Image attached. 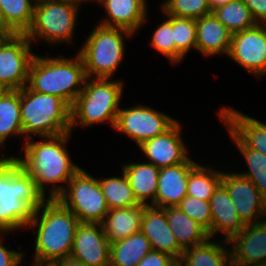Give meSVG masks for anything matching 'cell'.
I'll use <instances>...</instances> for the list:
<instances>
[{"instance_id": "cell-1", "label": "cell", "mask_w": 266, "mask_h": 266, "mask_svg": "<svg viewBox=\"0 0 266 266\" xmlns=\"http://www.w3.org/2000/svg\"><path fill=\"white\" fill-rule=\"evenodd\" d=\"M70 134L42 137L43 141L37 142L34 139H28L24 141L22 147L24 157H15L20 167L35 180L39 191L45 198L46 187L51 184L47 199H56L65 189V185L56 184H67L81 168L71 161L66 149Z\"/></svg>"}, {"instance_id": "cell-2", "label": "cell", "mask_w": 266, "mask_h": 266, "mask_svg": "<svg viewBox=\"0 0 266 266\" xmlns=\"http://www.w3.org/2000/svg\"><path fill=\"white\" fill-rule=\"evenodd\" d=\"M79 223L77 217L57 199H47L35 210L33 219L26 227L37 228L32 264L49 266L56 260L69 257Z\"/></svg>"}, {"instance_id": "cell-3", "label": "cell", "mask_w": 266, "mask_h": 266, "mask_svg": "<svg viewBox=\"0 0 266 266\" xmlns=\"http://www.w3.org/2000/svg\"><path fill=\"white\" fill-rule=\"evenodd\" d=\"M46 200L14 156L1 163L0 231L26 228Z\"/></svg>"}, {"instance_id": "cell-4", "label": "cell", "mask_w": 266, "mask_h": 266, "mask_svg": "<svg viewBox=\"0 0 266 266\" xmlns=\"http://www.w3.org/2000/svg\"><path fill=\"white\" fill-rule=\"evenodd\" d=\"M86 79L84 64L78 52L74 58L41 57L35 54L26 86L38 93L58 96L72 107Z\"/></svg>"}, {"instance_id": "cell-5", "label": "cell", "mask_w": 266, "mask_h": 266, "mask_svg": "<svg viewBox=\"0 0 266 266\" xmlns=\"http://www.w3.org/2000/svg\"><path fill=\"white\" fill-rule=\"evenodd\" d=\"M20 113L25 141L71 133V107L60 97L20 89Z\"/></svg>"}, {"instance_id": "cell-6", "label": "cell", "mask_w": 266, "mask_h": 266, "mask_svg": "<svg viewBox=\"0 0 266 266\" xmlns=\"http://www.w3.org/2000/svg\"><path fill=\"white\" fill-rule=\"evenodd\" d=\"M87 77L84 88L71 107V132L78 125L88 127L93 124L110 122L115 127L123 96V82L110 78Z\"/></svg>"}, {"instance_id": "cell-7", "label": "cell", "mask_w": 266, "mask_h": 266, "mask_svg": "<svg viewBox=\"0 0 266 266\" xmlns=\"http://www.w3.org/2000/svg\"><path fill=\"white\" fill-rule=\"evenodd\" d=\"M133 34L123 28L96 25L78 52L82 58L86 76L111 78L124 58V49H126L124 38Z\"/></svg>"}, {"instance_id": "cell-8", "label": "cell", "mask_w": 266, "mask_h": 266, "mask_svg": "<svg viewBox=\"0 0 266 266\" xmlns=\"http://www.w3.org/2000/svg\"><path fill=\"white\" fill-rule=\"evenodd\" d=\"M79 7L80 4L70 0H36L33 21L26 37L31 42L44 39L52 45L71 43Z\"/></svg>"}, {"instance_id": "cell-9", "label": "cell", "mask_w": 266, "mask_h": 266, "mask_svg": "<svg viewBox=\"0 0 266 266\" xmlns=\"http://www.w3.org/2000/svg\"><path fill=\"white\" fill-rule=\"evenodd\" d=\"M67 185L56 199L80 222L101 223L109 207L98 178L80 168Z\"/></svg>"}, {"instance_id": "cell-10", "label": "cell", "mask_w": 266, "mask_h": 266, "mask_svg": "<svg viewBox=\"0 0 266 266\" xmlns=\"http://www.w3.org/2000/svg\"><path fill=\"white\" fill-rule=\"evenodd\" d=\"M32 42L25 34H12L0 41V86L4 90H20L27 85Z\"/></svg>"}, {"instance_id": "cell-11", "label": "cell", "mask_w": 266, "mask_h": 266, "mask_svg": "<svg viewBox=\"0 0 266 266\" xmlns=\"http://www.w3.org/2000/svg\"><path fill=\"white\" fill-rule=\"evenodd\" d=\"M177 120L143 105L120 108L114 130L124 133L138 146L168 130Z\"/></svg>"}, {"instance_id": "cell-12", "label": "cell", "mask_w": 266, "mask_h": 266, "mask_svg": "<svg viewBox=\"0 0 266 266\" xmlns=\"http://www.w3.org/2000/svg\"><path fill=\"white\" fill-rule=\"evenodd\" d=\"M251 74H266V24L232 34L227 55Z\"/></svg>"}, {"instance_id": "cell-13", "label": "cell", "mask_w": 266, "mask_h": 266, "mask_svg": "<svg viewBox=\"0 0 266 266\" xmlns=\"http://www.w3.org/2000/svg\"><path fill=\"white\" fill-rule=\"evenodd\" d=\"M221 184L227 189L240 219L245 224L263 222L266 216V201L250 179L239 173L222 172Z\"/></svg>"}, {"instance_id": "cell-14", "label": "cell", "mask_w": 266, "mask_h": 266, "mask_svg": "<svg viewBox=\"0 0 266 266\" xmlns=\"http://www.w3.org/2000/svg\"><path fill=\"white\" fill-rule=\"evenodd\" d=\"M218 115L237 148L254 149L266 156L265 122L226 106L220 108Z\"/></svg>"}, {"instance_id": "cell-15", "label": "cell", "mask_w": 266, "mask_h": 266, "mask_svg": "<svg viewBox=\"0 0 266 266\" xmlns=\"http://www.w3.org/2000/svg\"><path fill=\"white\" fill-rule=\"evenodd\" d=\"M70 256L87 266H109L110 242L101 223H79Z\"/></svg>"}, {"instance_id": "cell-16", "label": "cell", "mask_w": 266, "mask_h": 266, "mask_svg": "<svg viewBox=\"0 0 266 266\" xmlns=\"http://www.w3.org/2000/svg\"><path fill=\"white\" fill-rule=\"evenodd\" d=\"M181 124L176 121L168 130L152 139L144 141L139 148L157 168L185 163L190 156L187 154L181 137Z\"/></svg>"}, {"instance_id": "cell-17", "label": "cell", "mask_w": 266, "mask_h": 266, "mask_svg": "<svg viewBox=\"0 0 266 266\" xmlns=\"http://www.w3.org/2000/svg\"><path fill=\"white\" fill-rule=\"evenodd\" d=\"M232 266H256L266 263V220L246 224L229 241Z\"/></svg>"}, {"instance_id": "cell-18", "label": "cell", "mask_w": 266, "mask_h": 266, "mask_svg": "<svg viewBox=\"0 0 266 266\" xmlns=\"http://www.w3.org/2000/svg\"><path fill=\"white\" fill-rule=\"evenodd\" d=\"M141 232L150 241L152 250L166 253L177 262L180 261L184 249L178 244L170 229L166 212L163 208L144 205Z\"/></svg>"}, {"instance_id": "cell-19", "label": "cell", "mask_w": 266, "mask_h": 266, "mask_svg": "<svg viewBox=\"0 0 266 266\" xmlns=\"http://www.w3.org/2000/svg\"><path fill=\"white\" fill-rule=\"evenodd\" d=\"M198 163L191 157L181 164H176L159 170L155 207H176L187 195L189 172Z\"/></svg>"}, {"instance_id": "cell-20", "label": "cell", "mask_w": 266, "mask_h": 266, "mask_svg": "<svg viewBox=\"0 0 266 266\" xmlns=\"http://www.w3.org/2000/svg\"><path fill=\"white\" fill-rule=\"evenodd\" d=\"M211 209V239L216 233H223L224 244L238 234L246 224L240 219L227 189L220 184L210 199Z\"/></svg>"}, {"instance_id": "cell-21", "label": "cell", "mask_w": 266, "mask_h": 266, "mask_svg": "<svg viewBox=\"0 0 266 266\" xmlns=\"http://www.w3.org/2000/svg\"><path fill=\"white\" fill-rule=\"evenodd\" d=\"M146 2V0H104L100 4L105 8L108 18L106 16V19L98 24L123 28L135 34L146 23Z\"/></svg>"}, {"instance_id": "cell-22", "label": "cell", "mask_w": 266, "mask_h": 266, "mask_svg": "<svg viewBox=\"0 0 266 266\" xmlns=\"http://www.w3.org/2000/svg\"><path fill=\"white\" fill-rule=\"evenodd\" d=\"M232 33L213 13L196 20V50L204 56L228 55Z\"/></svg>"}, {"instance_id": "cell-23", "label": "cell", "mask_w": 266, "mask_h": 266, "mask_svg": "<svg viewBox=\"0 0 266 266\" xmlns=\"http://www.w3.org/2000/svg\"><path fill=\"white\" fill-rule=\"evenodd\" d=\"M144 205L109 209L101 222L103 232L110 243L125 239L141 231Z\"/></svg>"}, {"instance_id": "cell-24", "label": "cell", "mask_w": 266, "mask_h": 266, "mask_svg": "<svg viewBox=\"0 0 266 266\" xmlns=\"http://www.w3.org/2000/svg\"><path fill=\"white\" fill-rule=\"evenodd\" d=\"M139 204L155 207L159 168L152 163H125L122 166ZM150 200V203H147Z\"/></svg>"}, {"instance_id": "cell-25", "label": "cell", "mask_w": 266, "mask_h": 266, "mask_svg": "<svg viewBox=\"0 0 266 266\" xmlns=\"http://www.w3.org/2000/svg\"><path fill=\"white\" fill-rule=\"evenodd\" d=\"M163 209L166 212L170 229L176 237L178 244L184 250L201 244L209 238L207 230L178 207Z\"/></svg>"}, {"instance_id": "cell-26", "label": "cell", "mask_w": 266, "mask_h": 266, "mask_svg": "<svg viewBox=\"0 0 266 266\" xmlns=\"http://www.w3.org/2000/svg\"><path fill=\"white\" fill-rule=\"evenodd\" d=\"M211 241L186 248L178 266H232L230 249Z\"/></svg>"}, {"instance_id": "cell-27", "label": "cell", "mask_w": 266, "mask_h": 266, "mask_svg": "<svg viewBox=\"0 0 266 266\" xmlns=\"http://www.w3.org/2000/svg\"><path fill=\"white\" fill-rule=\"evenodd\" d=\"M152 250L150 241L141 232L110 243L109 266H136Z\"/></svg>"}, {"instance_id": "cell-28", "label": "cell", "mask_w": 266, "mask_h": 266, "mask_svg": "<svg viewBox=\"0 0 266 266\" xmlns=\"http://www.w3.org/2000/svg\"><path fill=\"white\" fill-rule=\"evenodd\" d=\"M11 135L23 136L20 90H4L0 95V146Z\"/></svg>"}, {"instance_id": "cell-29", "label": "cell", "mask_w": 266, "mask_h": 266, "mask_svg": "<svg viewBox=\"0 0 266 266\" xmlns=\"http://www.w3.org/2000/svg\"><path fill=\"white\" fill-rule=\"evenodd\" d=\"M36 0H0V17L13 34H25L33 21Z\"/></svg>"}, {"instance_id": "cell-30", "label": "cell", "mask_w": 266, "mask_h": 266, "mask_svg": "<svg viewBox=\"0 0 266 266\" xmlns=\"http://www.w3.org/2000/svg\"><path fill=\"white\" fill-rule=\"evenodd\" d=\"M222 180V171L200 165L199 163L189 172L187 195L200 200L210 201Z\"/></svg>"}, {"instance_id": "cell-31", "label": "cell", "mask_w": 266, "mask_h": 266, "mask_svg": "<svg viewBox=\"0 0 266 266\" xmlns=\"http://www.w3.org/2000/svg\"><path fill=\"white\" fill-rule=\"evenodd\" d=\"M212 13L232 34L257 25L248 6L242 0L230 1L212 10Z\"/></svg>"}, {"instance_id": "cell-32", "label": "cell", "mask_w": 266, "mask_h": 266, "mask_svg": "<svg viewBox=\"0 0 266 266\" xmlns=\"http://www.w3.org/2000/svg\"><path fill=\"white\" fill-rule=\"evenodd\" d=\"M102 193L109 209L127 208L140 205L134 197L129 180L123 172L121 177L99 179Z\"/></svg>"}, {"instance_id": "cell-33", "label": "cell", "mask_w": 266, "mask_h": 266, "mask_svg": "<svg viewBox=\"0 0 266 266\" xmlns=\"http://www.w3.org/2000/svg\"><path fill=\"white\" fill-rule=\"evenodd\" d=\"M176 45V64L184 60L191 48L196 49V20L172 16Z\"/></svg>"}, {"instance_id": "cell-34", "label": "cell", "mask_w": 266, "mask_h": 266, "mask_svg": "<svg viewBox=\"0 0 266 266\" xmlns=\"http://www.w3.org/2000/svg\"><path fill=\"white\" fill-rule=\"evenodd\" d=\"M238 150L249 169L245 172H239V174L250 179L266 201V156L260 151L250 148H238Z\"/></svg>"}, {"instance_id": "cell-35", "label": "cell", "mask_w": 266, "mask_h": 266, "mask_svg": "<svg viewBox=\"0 0 266 266\" xmlns=\"http://www.w3.org/2000/svg\"><path fill=\"white\" fill-rule=\"evenodd\" d=\"M161 10L165 15L195 20L212 13L208 0H165Z\"/></svg>"}, {"instance_id": "cell-36", "label": "cell", "mask_w": 266, "mask_h": 266, "mask_svg": "<svg viewBox=\"0 0 266 266\" xmlns=\"http://www.w3.org/2000/svg\"><path fill=\"white\" fill-rule=\"evenodd\" d=\"M167 19L163 21L152 34L151 46L157 52L164 55L172 64L176 63V45L174 31L172 29V16L165 15Z\"/></svg>"}, {"instance_id": "cell-37", "label": "cell", "mask_w": 266, "mask_h": 266, "mask_svg": "<svg viewBox=\"0 0 266 266\" xmlns=\"http://www.w3.org/2000/svg\"><path fill=\"white\" fill-rule=\"evenodd\" d=\"M176 207L202 225L207 230L208 235L211 238L212 215L210 201H204L199 198L186 195Z\"/></svg>"}, {"instance_id": "cell-38", "label": "cell", "mask_w": 266, "mask_h": 266, "mask_svg": "<svg viewBox=\"0 0 266 266\" xmlns=\"http://www.w3.org/2000/svg\"><path fill=\"white\" fill-rule=\"evenodd\" d=\"M136 266H178V262L166 253L151 250Z\"/></svg>"}, {"instance_id": "cell-39", "label": "cell", "mask_w": 266, "mask_h": 266, "mask_svg": "<svg viewBox=\"0 0 266 266\" xmlns=\"http://www.w3.org/2000/svg\"><path fill=\"white\" fill-rule=\"evenodd\" d=\"M7 231H0V266H19L22 263V259L24 258L23 252L15 251L6 248L3 243L4 234Z\"/></svg>"}, {"instance_id": "cell-40", "label": "cell", "mask_w": 266, "mask_h": 266, "mask_svg": "<svg viewBox=\"0 0 266 266\" xmlns=\"http://www.w3.org/2000/svg\"><path fill=\"white\" fill-rule=\"evenodd\" d=\"M251 11L257 24H266V0H242Z\"/></svg>"}, {"instance_id": "cell-41", "label": "cell", "mask_w": 266, "mask_h": 266, "mask_svg": "<svg viewBox=\"0 0 266 266\" xmlns=\"http://www.w3.org/2000/svg\"><path fill=\"white\" fill-rule=\"evenodd\" d=\"M49 266H87L81 261L69 256L51 263Z\"/></svg>"}, {"instance_id": "cell-42", "label": "cell", "mask_w": 266, "mask_h": 266, "mask_svg": "<svg viewBox=\"0 0 266 266\" xmlns=\"http://www.w3.org/2000/svg\"><path fill=\"white\" fill-rule=\"evenodd\" d=\"M13 33L4 24L2 18L0 17V41L8 39Z\"/></svg>"}, {"instance_id": "cell-43", "label": "cell", "mask_w": 266, "mask_h": 266, "mask_svg": "<svg viewBox=\"0 0 266 266\" xmlns=\"http://www.w3.org/2000/svg\"><path fill=\"white\" fill-rule=\"evenodd\" d=\"M230 1H233V0H208V3H209L211 10H214L220 6L226 5Z\"/></svg>"}, {"instance_id": "cell-44", "label": "cell", "mask_w": 266, "mask_h": 266, "mask_svg": "<svg viewBox=\"0 0 266 266\" xmlns=\"http://www.w3.org/2000/svg\"><path fill=\"white\" fill-rule=\"evenodd\" d=\"M1 147V146H0ZM11 157H1L0 158V164L8 161Z\"/></svg>"}, {"instance_id": "cell-45", "label": "cell", "mask_w": 266, "mask_h": 266, "mask_svg": "<svg viewBox=\"0 0 266 266\" xmlns=\"http://www.w3.org/2000/svg\"><path fill=\"white\" fill-rule=\"evenodd\" d=\"M86 1H87L88 3H89V1H93V2L96 1L97 3L100 4V3L103 2L104 0H83V3L86 2Z\"/></svg>"}, {"instance_id": "cell-46", "label": "cell", "mask_w": 266, "mask_h": 266, "mask_svg": "<svg viewBox=\"0 0 266 266\" xmlns=\"http://www.w3.org/2000/svg\"><path fill=\"white\" fill-rule=\"evenodd\" d=\"M70 1H74V2H76V3H78V4H82V2H83V0H70Z\"/></svg>"}, {"instance_id": "cell-47", "label": "cell", "mask_w": 266, "mask_h": 266, "mask_svg": "<svg viewBox=\"0 0 266 266\" xmlns=\"http://www.w3.org/2000/svg\"><path fill=\"white\" fill-rule=\"evenodd\" d=\"M0 191H1V164H0Z\"/></svg>"}, {"instance_id": "cell-48", "label": "cell", "mask_w": 266, "mask_h": 266, "mask_svg": "<svg viewBox=\"0 0 266 266\" xmlns=\"http://www.w3.org/2000/svg\"><path fill=\"white\" fill-rule=\"evenodd\" d=\"M3 91L4 89L0 86V95L2 94Z\"/></svg>"}, {"instance_id": "cell-49", "label": "cell", "mask_w": 266, "mask_h": 266, "mask_svg": "<svg viewBox=\"0 0 266 266\" xmlns=\"http://www.w3.org/2000/svg\"><path fill=\"white\" fill-rule=\"evenodd\" d=\"M256 266H266V263H264V264H260V265H256Z\"/></svg>"}]
</instances>
